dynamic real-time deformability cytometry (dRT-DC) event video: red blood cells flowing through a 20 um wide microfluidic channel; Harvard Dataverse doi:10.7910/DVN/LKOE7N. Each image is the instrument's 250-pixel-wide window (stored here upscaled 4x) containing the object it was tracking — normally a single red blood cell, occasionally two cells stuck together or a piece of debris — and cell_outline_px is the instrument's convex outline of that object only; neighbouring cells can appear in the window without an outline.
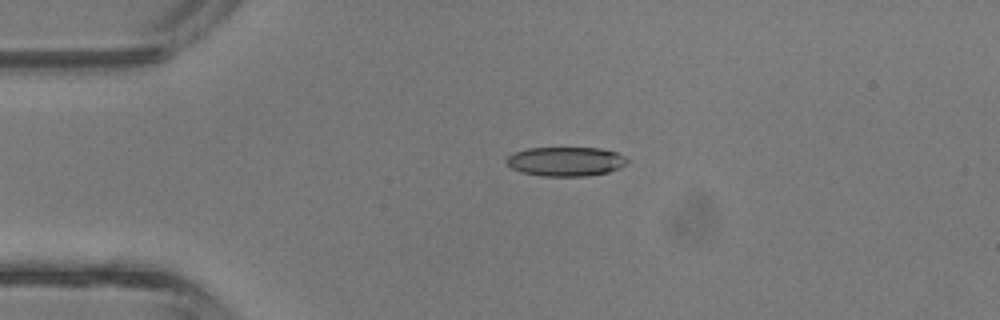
{"species": "common noctule bat (a hibernating species)", "species_latin": "Nyctalus noctula", "temperature_condition": "room temperature", "stored_images_in_passage": 1, "camera_frame_rate_fps": 3000, "um_per_image_px": 0.085, "animal": {"sex": "male", "body_mass_g": 13.3}, "frame": {"image": 1, "passage_image": 1, "time_ms": 0.0, "image_size_px": [1000, 320], "cell_outline_px": [[628, 164], [620, 168], [608, 172], [588, 176], [544, 176], [524, 172], [512, 168], [504, 160], [512, 152], [528, 148], [600, 148], [616, 152], [624, 156], [628, 160]], "centroid_in_image_um": [48.1, 13.72], "position_along_channel_um": 36.9, "area_um2": 20.63}}